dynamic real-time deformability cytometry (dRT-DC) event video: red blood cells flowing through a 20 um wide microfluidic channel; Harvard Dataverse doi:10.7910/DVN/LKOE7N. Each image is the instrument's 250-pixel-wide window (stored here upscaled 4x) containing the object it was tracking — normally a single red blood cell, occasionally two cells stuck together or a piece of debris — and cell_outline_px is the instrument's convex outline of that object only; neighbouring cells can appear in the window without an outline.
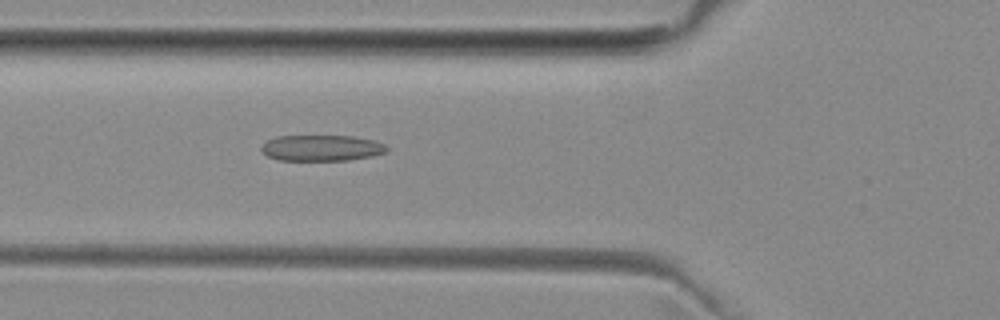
{"species": "common noctule bat (a hibernating species)", "species_latin": "Nyctalus noctula", "temperature_condition": "room temperature", "stored_images_in_passage": 4, "camera_frame_rate_fps": 3000, "um_per_image_px": 0.085, "animal": {"sex": "female", "body_mass_g": 29.2, "forearm_length_mm": 56.3}, "frame": {"image": 1, "passage_image": 4, "time_ms": 4.333, "image_size_px": [1000, 320], "cell_outline_px": [[388, 148], [384, 152], [372, 156], [348, 160], [276, 160], [268, 156], [260, 148], [268, 140], [276, 136], [352, 136], [372, 140], [384, 144]], "centroid_in_image_um": [27.31, 12.58], "position_along_channel_um": 98.5, "area_um2": 18.79}}